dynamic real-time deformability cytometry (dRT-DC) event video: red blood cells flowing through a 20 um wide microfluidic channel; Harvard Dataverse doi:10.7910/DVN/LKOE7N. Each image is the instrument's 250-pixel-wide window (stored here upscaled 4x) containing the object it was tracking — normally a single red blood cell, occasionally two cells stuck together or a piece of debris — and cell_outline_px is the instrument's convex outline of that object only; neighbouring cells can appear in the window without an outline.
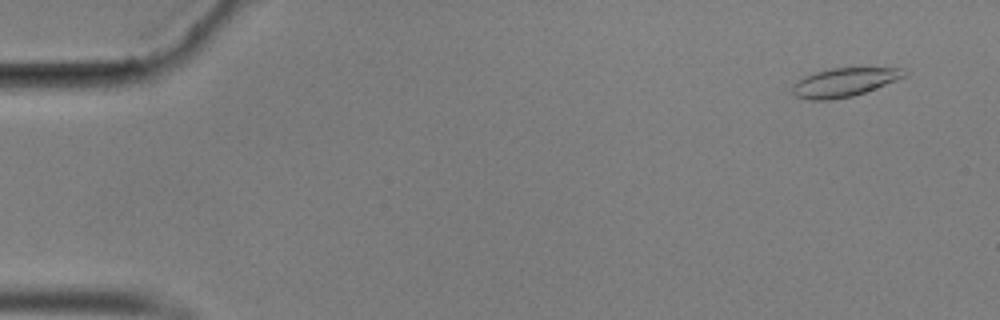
{"species": "common noctule bat (a hibernating species)", "species_latin": "Nyctalus noctula", "temperature_condition": "cold", "stored_images_in_passage": 58, "camera_frame_rate_fps": 3000, "um_per_image_px": 0.085, "animal": {"sex": "male", "body_mass_g": 17.9}, "frame": {"image": 1, "passage_image": 4, "time_ms": 1.0, "image_size_px": [1000, 320], "cell_outline_px": [[908, 72], [904, 76], [896, 80], [864, 92], [852, 96], [832, 100], [808, 100], [796, 96], [792, 92], [792, 84], [804, 76], [816, 72], [832, 68], [904, 68]], "centroid_in_image_um": [71.72, 7.0], "position_along_channel_um": 13.3, "area_um2": 18.55}}
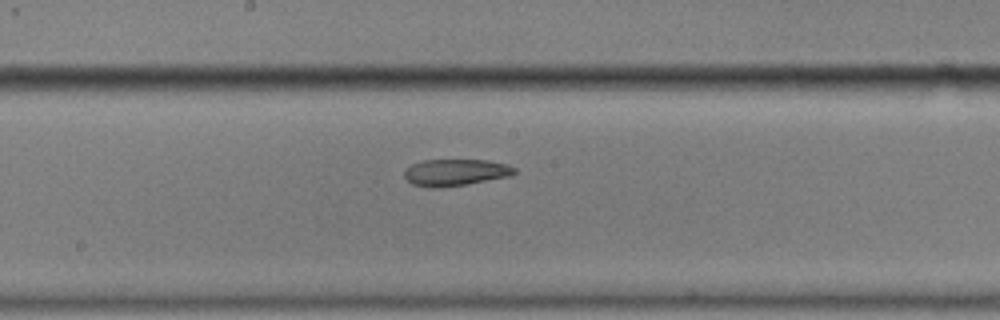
{"frame": {"image": 2, "passage_image": 31, "time_ms": 10.0, "image_size_px": [1000, 320], "cell_outline_px": [[516, 172], [512, 176], [440, 188], [428, 188], [412, 184], [404, 176], [404, 172], [412, 164], [424, 160], [488, 160], [508, 164], [516, 168]], "centroid_in_image_um": [38.74, 14.65], "position_along_channel_um": 209.5, "area_um2": 17.17}}
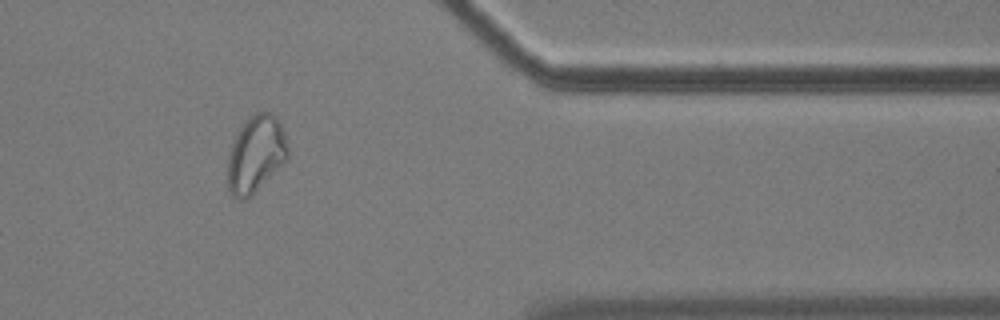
{"frame": {"image": 3, "passage_image": 48, "time_ms": 15.667, "image_size_px": [1000, 320], "cell_outline_px": [[288, 156], [284, 164], [252, 196], [244, 200], [236, 200], [232, 196], [228, 188], [228, 156], [236, 132], [248, 116], [256, 112], [268, 112], [276, 116], [284, 132], [288, 148]], "centroid_in_image_um": [21.74, 13.13], "position_along_channel_um": 389.7, "area_um2": 27.34}, "authors_computed_cell_mechanics": {"area_um2": 18.8717, "velocity_mm_per_s": 3.509, "shape_relaxation_time_tau1_ms": null, "shape_relaxation_time_tau2_ms": 3.2681, "deformation_change_tau1": null, "deformation_change_tau2": 0.0887}}